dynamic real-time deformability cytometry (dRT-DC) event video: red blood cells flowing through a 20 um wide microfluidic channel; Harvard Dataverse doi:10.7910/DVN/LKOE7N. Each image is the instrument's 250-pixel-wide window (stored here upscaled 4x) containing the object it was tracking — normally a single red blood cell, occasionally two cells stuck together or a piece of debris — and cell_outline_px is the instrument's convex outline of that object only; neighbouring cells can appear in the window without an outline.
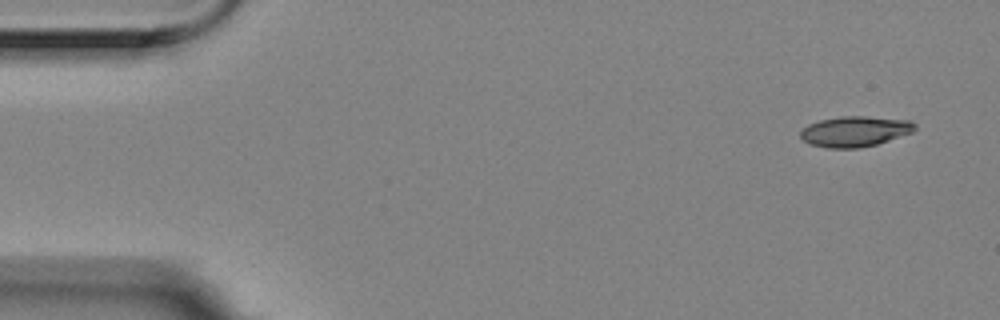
{"species": "Egyptian fruit bat (a non-hibernating species)", "species_latin": "Rousettus aegyptiacus", "temperature_condition": "room temperature", "stored_images_in_passage": 5, "camera_frame_rate_fps": 3000, "um_per_image_px": 0.085, "animal": {"sex": "female"}, "frame": {"image": 1, "passage_image": 1, "time_ms": 0.0, "image_size_px": [1000, 320], "cell_outline_px": [[916, 128], [912, 132], [876, 144], [856, 148], [824, 148], [812, 144], [804, 140], [800, 136], [800, 132], [808, 124], [820, 120], [840, 116], [864, 116], [912, 120], [916, 124]], "centroid_in_image_um": [72.68, 11.16], "position_along_channel_um": 12.3, "area_um2": 20.23}}
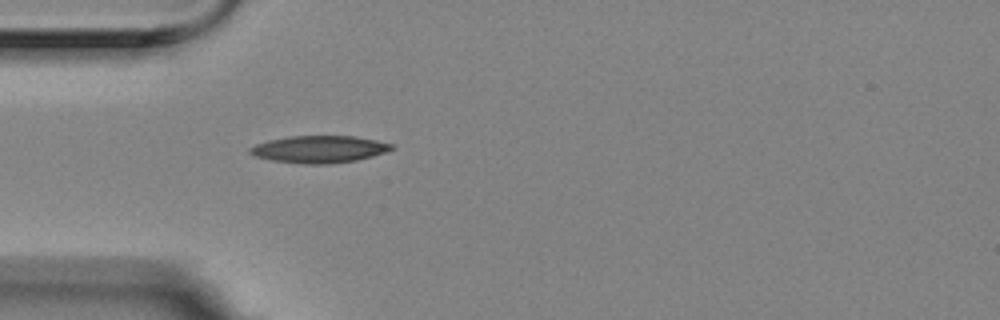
{"frame": {"image": 2, "passage_image": 5, "time_ms": 1.333, "image_size_px": [1000, 320], "cell_outline_px": [[396, 148], [372, 156], [356, 160], [328, 164], [304, 164], [272, 160], [256, 156], [248, 152], [248, 148], [256, 144], [268, 140], [288, 136], [356, 136], [376, 140], [392, 144]], "centroid_in_image_um": [27.13, 12.68], "position_along_channel_um": 57.9, "area_um2": 22.37}}